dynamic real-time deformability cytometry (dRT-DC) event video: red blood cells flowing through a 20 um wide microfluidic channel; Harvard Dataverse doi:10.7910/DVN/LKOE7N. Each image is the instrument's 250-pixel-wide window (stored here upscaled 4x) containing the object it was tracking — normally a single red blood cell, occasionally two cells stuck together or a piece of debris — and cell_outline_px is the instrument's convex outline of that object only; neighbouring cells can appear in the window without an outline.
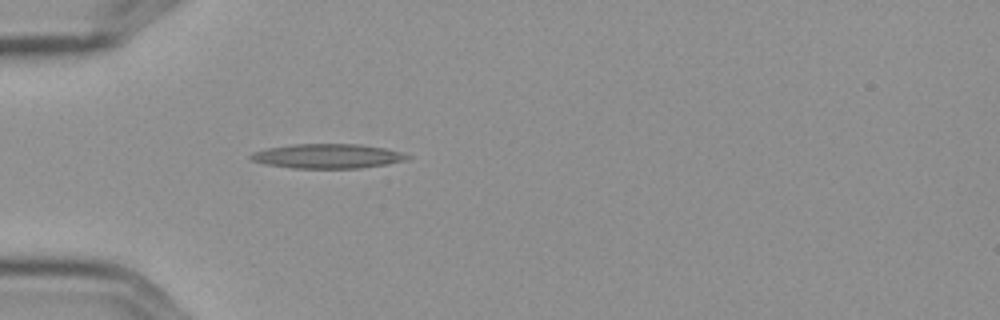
{"species": "Egyptian fruit bat (a non-hibernating species)", "species_latin": "Rousettus aegyptiacus", "temperature_condition": "cold", "stored_images_in_passage": 5, "camera_frame_rate_fps": 3000, "um_per_image_px": 0.085, "frame": {"image": 1, "passage_image": 5, "time_ms": 1.333, "image_size_px": [1000, 320], "cell_outline_px": [[412, 156], [408, 160], [388, 164], [360, 168], [292, 168], [264, 164], [252, 160], [248, 156], [252, 152], [268, 148], [292, 144], [360, 144], [384, 148], [404, 152]], "centroid_in_image_um": [27.88, 13.27], "position_along_channel_um": 57.1, "area_um2": 22.54}}